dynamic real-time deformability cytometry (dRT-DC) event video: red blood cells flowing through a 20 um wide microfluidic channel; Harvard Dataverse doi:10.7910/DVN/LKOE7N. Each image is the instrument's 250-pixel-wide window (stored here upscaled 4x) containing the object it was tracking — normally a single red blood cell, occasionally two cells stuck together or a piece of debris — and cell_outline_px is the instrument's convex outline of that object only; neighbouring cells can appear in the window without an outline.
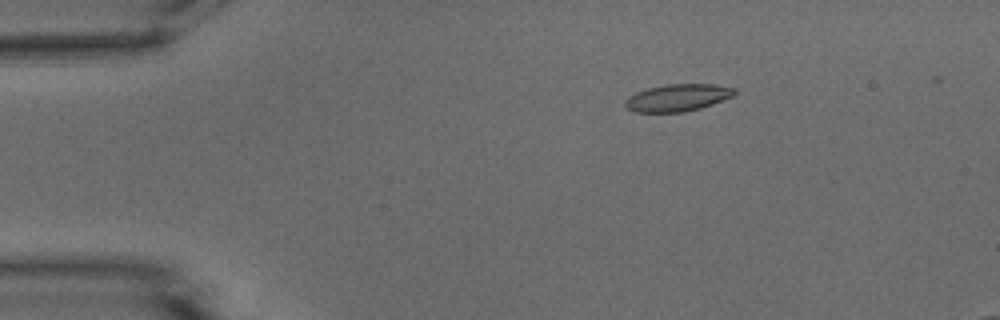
{"species": "common noctule bat (a hibernating species)", "species_latin": "Nyctalus noctula", "temperature_condition": "warm", "stored_images_in_passage": 17, "camera_frame_rate_fps": 3000, "um_per_image_px": 0.085, "animal": {"sex": "male", "body_mass_g": 15.6}, "frame": {"image": 1, "passage_image": 10, "time_ms": 3.0, "image_size_px": [1000, 320], "cell_outline_px": [[736, 92], [732, 96], [712, 104], [700, 108], [684, 112], [636, 112], [628, 108], [624, 104], [624, 100], [628, 96], [636, 92], [648, 88], [664, 84], [712, 84], [736, 88]], "centroid_in_image_um": [57.58, 8.3], "position_along_channel_um": 27.4, "area_um2": 17.28}}